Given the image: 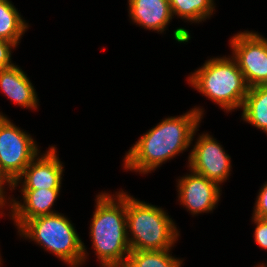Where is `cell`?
I'll list each match as a JSON object with an SVG mask.
<instances>
[{
    "mask_svg": "<svg viewBox=\"0 0 267 267\" xmlns=\"http://www.w3.org/2000/svg\"><path fill=\"white\" fill-rule=\"evenodd\" d=\"M203 110L198 106L180 116L164 118L130 147L124 156L123 168L146 175L186 151L199 130Z\"/></svg>",
    "mask_w": 267,
    "mask_h": 267,
    "instance_id": "6da1fadb",
    "label": "cell"
},
{
    "mask_svg": "<svg viewBox=\"0 0 267 267\" xmlns=\"http://www.w3.org/2000/svg\"><path fill=\"white\" fill-rule=\"evenodd\" d=\"M115 195V196H114ZM89 236L100 267L127 263L131 251L127 237L126 192L96 195Z\"/></svg>",
    "mask_w": 267,
    "mask_h": 267,
    "instance_id": "7a4b0ae2",
    "label": "cell"
},
{
    "mask_svg": "<svg viewBox=\"0 0 267 267\" xmlns=\"http://www.w3.org/2000/svg\"><path fill=\"white\" fill-rule=\"evenodd\" d=\"M188 84L224 112L241 109L248 92L243 73L232 56L213 57L188 76Z\"/></svg>",
    "mask_w": 267,
    "mask_h": 267,
    "instance_id": "3957f363",
    "label": "cell"
},
{
    "mask_svg": "<svg viewBox=\"0 0 267 267\" xmlns=\"http://www.w3.org/2000/svg\"><path fill=\"white\" fill-rule=\"evenodd\" d=\"M127 237L131 251L171 249L180 236L164 208L135 199L126 192Z\"/></svg>",
    "mask_w": 267,
    "mask_h": 267,
    "instance_id": "277c9868",
    "label": "cell"
},
{
    "mask_svg": "<svg viewBox=\"0 0 267 267\" xmlns=\"http://www.w3.org/2000/svg\"><path fill=\"white\" fill-rule=\"evenodd\" d=\"M18 233L34 241L45 251L69 265L79 267L85 263L88 252L71 221L61 213L43 215L28 220Z\"/></svg>",
    "mask_w": 267,
    "mask_h": 267,
    "instance_id": "5b68a950",
    "label": "cell"
},
{
    "mask_svg": "<svg viewBox=\"0 0 267 267\" xmlns=\"http://www.w3.org/2000/svg\"><path fill=\"white\" fill-rule=\"evenodd\" d=\"M31 134L7 116L0 119V167L14 182L41 152Z\"/></svg>",
    "mask_w": 267,
    "mask_h": 267,
    "instance_id": "8992f818",
    "label": "cell"
},
{
    "mask_svg": "<svg viewBox=\"0 0 267 267\" xmlns=\"http://www.w3.org/2000/svg\"><path fill=\"white\" fill-rule=\"evenodd\" d=\"M229 45L248 87L267 85V38L245 30L232 36Z\"/></svg>",
    "mask_w": 267,
    "mask_h": 267,
    "instance_id": "52a82bcc",
    "label": "cell"
},
{
    "mask_svg": "<svg viewBox=\"0 0 267 267\" xmlns=\"http://www.w3.org/2000/svg\"><path fill=\"white\" fill-rule=\"evenodd\" d=\"M196 139L187 167L221 186L231 174V157L212 135L202 133Z\"/></svg>",
    "mask_w": 267,
    "mask_h": 267,
    "instance_id": "ba28073f",
    "label": "cell"
},
{
    "mask_svg": "<svg viewBox=\"0 0 267 267\" xmlns=\"http://www.w3.org/2000/svg\"><path fill=\"white\" fill-rule=\"evenodd\" d=\"M56 150L54 145L39 153L14 181V190L61 189L64 165Z\"/></svg>",
    "mask_w": 267,
    "mask_h": 267,
    "instance_id": "9c48e42d",
    "label": "cell"
},
{
    "mask_svg": "<svg viewBox=\"0 0 267 267\" xmlns=\"http://www.w3.org/2000/svg\"><path fill=\"white\" fill-rule=\"evenodd\" d=\"M189 171L177 179L178 201L192 216L213 212L220 201V186L191 169Z\"/></svg>",
    "mask_w": 267,
    "mask_h": 267,
    "instance_id": "30bf717a",
    "label": "cell"
},
{
    "mask_svg": "<svg viewBox=\"0 0 267 267\" xmlns=\"http://www.w3.org/2000/svg\"><path fill=\"white\" fill-rule=\"evenodd\" d=\"M61 189L21 190L22 199L11 198L8 214L19 230L28 220L57 213L52 209ZM23 200V202H22Z\"/></svg>",
    "mask_w": 267,
    "mask_h": 267,
    "instance_id": "8fae6325",
    "label": "cell"
},
{
    "mask_svg": "<svg viewBox=\"0 0 267 267\" xmlns=\"http://www.w3.org/2000/svg\"><path fill=\"white\" fill-rule=\"evenodd\" d=\"M128 7L133 23L161 34L173 18L169 0H128Z\"/></svg>",
    "mask_w": 267,
    "mask_h": 267,
    "instance_id": "7c38bea8",
    "label": "cell"
},
{
    "mask_svg": "<svg viewBox=\"0 0 267 267\" xmlns=\"http://www.w3.org/2000/svg\"><path fill=\"white\" fill-rule=\"evenodd\" d=\"M28 75L18 67L0 69V89L13 103L22 108L38 109L39 99Z\"/></svg>",
    "mask_w": 267,
    "mask_h": 267,
    "instance_id": "4fadbf2b",
    "label": "cell"
},
{
    "mask_svg": "<svg viewBox=\"0 0 267 267\" xmlns=\"http://www.w3.org/2000/svg\"><path fill=\"white\" fill-rule=\"evenodd\" d=\"M241 110L244 122L267 134V85L250 87Z\"/></svg>",
    "mask_w": 267,
    "mask_h": 267,
    "instance_id": "5bb4252c",
    "label": "cell"
},
{
    "mask_svg": "<svg viewBox=\"0 0 267 267\" xmlns=\"http://www.w3.org/2000/svg\"><path fill=\"white\" fill-rule=\"evenodd\" d=\"M28 28L12 1L0 0V38L18 46Z\"/></svg>",
    "mask_w": 267,
    "mask_h": 267,
    "instance_id": "9a60e30c",
    "label": "cell"
},
{
    "mask_svg": "<svg viewBox=\"0 0 267 267\" xmlns=\"http://www.w3.org/2000/svg\"><path fill=\"white\" fill-rule=\"evenodd\" d=\"M172 15L192 23L210 18L215 11L214 0H169Z\"/></svg>",
    "mask_w": 267,
    "mask_h": 267,
    "instance_id": "2e32d148",
    "label": "cell"
},
{
    "mask_svg": "<svg viewBox=\"0 0 267 267\" xmlns=\"http://www.w3.org/2000/svg\"><path fill=\"white\" fill-rule=\"evenodd\" d=\"M171 249L160 251H130L127 265L129 267H181L183 260L172 256Z\"/></svg>",
    "mask_w": 267,
    "mask_h": 267,
    "instance_id": "e0dca14e",
    "label": "cell"
},
{
    "mask_svg": "<svg viewBox=\"0 0 267 267\" xmlns=\"http://www.w3.org/2000/svg\"><path fill=\"white\" fill-rule=\"evenodd\" d=\"M252 222L256 225L254 230L255 243L267 250V219L252 216Z\"/></svg>",
    "mask_w": 267,
    "mask_h": 267,
    "instance_id": "ac0fdd59",
    "label": "cell"
},
{
    "mask_svg": "<svg viewBox=\"0 0 267 267\" xmlns=\"http://www.w3.org/2000/svg\"><path fill=\"white\" fill-rule=\"evenodd\" d=\"M252 216L267 219V181L259 189Z\"/></svg>",
    "mask_w": 267,
    "mask_h": 267,
    "instance_id": "d6986e66",
    "label": "cell"
},
{
    "mask_svg": "<svg viewBox=\"0 0 267 267\" xmlns=\"http://www.w3.org/2000/svg\"><path fill=\"white\" fill-rule=\"evenodd\" d=\"M5 186H7L10 191L14 190V182L4 173V171L0 167V210L4 209V206H7L6 204H8V201H10L11 199V196H8L6 194L7 192L5 191ZM4 214L5 213H3V210L0 211V216H3Z\"/></svg>",
    "mask_w": 267,
    "mask_h": 267,
    "instance_id": "ffe728a7",
    "label": "cell"
},
{
    "mask_svg": "<svg viewBox=\"0 0 267 267\" xmlns=\"http://www.w3.org/2000/svg\"><path fill=\"white\" fill-rule=\"evenodd\" d=\"M15 48H17L15 43L0 38V69L14 65V63L11 61V53H13L12 49Z\"/></svg>",
    "mask_w": 267,
    "mask_h": 267,
    "instance_id": "44dd1931",
    "label": "cell"
},
{
    "mask_svg": "<svg viewBox=\"0 0 267 267\" xmlns=\"http://www.w3.org/2000/svg\"><path fill=\"white\" fill-rule=\"evenodd\" d=\"M110 267H129V266L125 263V264H119V265H114Z\"/></svg>",
    "mask_w": 267,
    "mask_h": 267,
    "instance_id": "7402d4cb",
    "label": "cell"
},
{
    "mask_svg": "<svg viewBox=\"0 0 267 267\" xmlns=\"http://www.w3.org/2000/svg\"><path fill=\"white\" fill-rule=\"evenodd\" d=\"M2 116H6V115L0 112V119L2 118Z\"/></svg>",
    "mask_w": 267,
    "mask_h": 267,
    "instance_id": "603a6c76",
    "label": "cell"
},
{
    "mask_svg": "<svg viewBox=\"0 0 267 267\" xmlns=\"http://www.w3.org/2000/svg\"><path fill=\"white\" fill-rule=\"evenodd\" d=\"M257 265H258V266H257ZM257 265H256V267H263V266L261 265V263H260V264H257ZM254 267H255V266H254Z\"/></svg>",
    "mask_w": 267,
    "mask_h": 267,
    "instance_id": "cb8c5ba5",
    "label": "cell"
},
{
    "mask_svg": "<svg viewBox=\"0 0 267 267\" xmlns=\"http://www.w3.org/2000/svg\"><path fill=\"white\" fill-rule=\"evenodd\" d=\"M261 265H262L263 267H267V264L262 263Z\"/></svg>",
    "mask_w": 267,
    "mask_h": 267,
    "instance_id": "d4e9b609",
    "label": "cell"
}]
</instances>
